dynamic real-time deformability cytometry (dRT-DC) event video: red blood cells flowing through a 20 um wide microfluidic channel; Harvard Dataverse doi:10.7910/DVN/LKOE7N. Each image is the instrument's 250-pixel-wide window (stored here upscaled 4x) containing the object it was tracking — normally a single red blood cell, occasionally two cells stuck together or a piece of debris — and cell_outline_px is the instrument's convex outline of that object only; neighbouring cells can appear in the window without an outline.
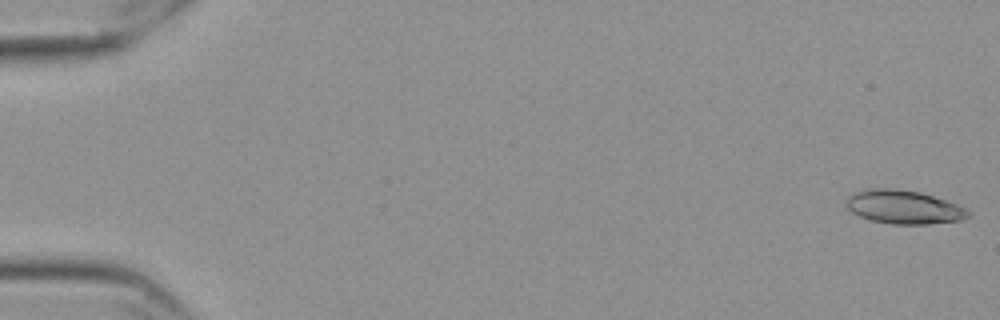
{"species": "Egyptian fruit bat (a non-hibernating species)", "species_latin": "Rousettus aegyptiacus", "temperature_condition": "cold", "stored_images_in_passage": 57, "camera_frame_rate_fps": 3000, "um_per_image_px": 0.085, "frame": {"image": 1, "passage_image": 1, "time_ms": 0.0, "image_size_px": [1000, 320], "cell_outline_px": [[972, 212], [968, 216], [960, 220], [928, 224], [892, 224], [872, 220], [860, 216], [852, 212], [844, 204], [848, 196], [864, 188], [896, 188], [920, 192], [956, 204]], "centroid_in_image_um": [76.78, 17.59], "position_along_channel_um": 8.2, "area_um2": 23.81}}
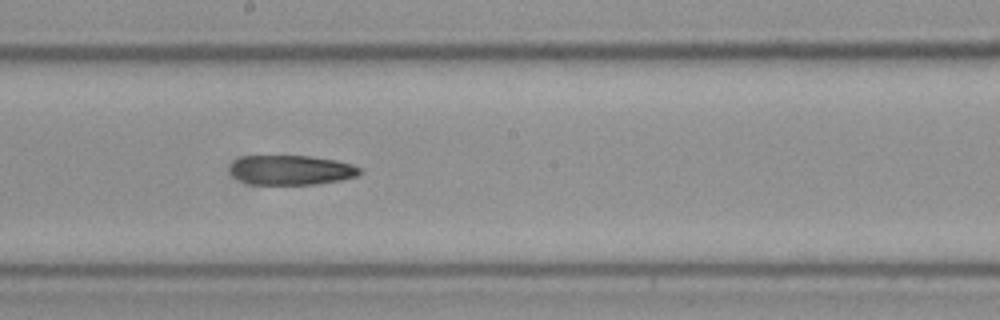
{"frame": {"image": 2, "passage_image": 32, "time_ms": 10.333, "image_size_px": [1000, 320], "cell_outline_px": [[360, 172], [356, 176], [340, 180], [316, 184], [252, 184], [240, 180], [232, 176], [232, 164], [236, 160], [244, 156], [308, 156], [336, 160], [352, 164], [360, 168]], "centroid_in_image_um": [24.77, 14.45], "position_along_channel_um": 223.4, "area_um2": 22.08}}
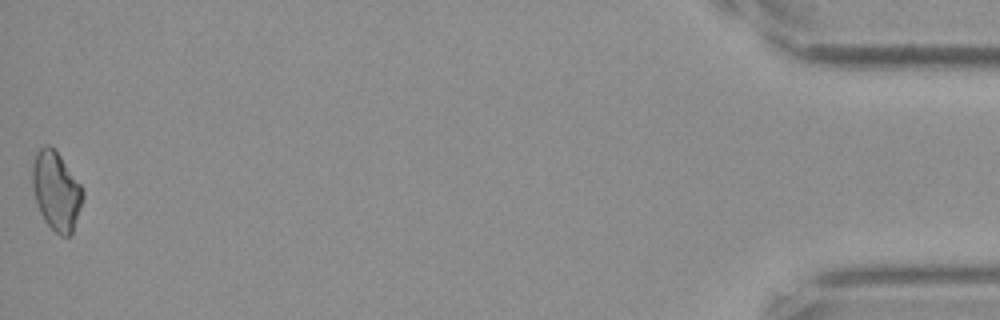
{"frame": {"image": 3, "passage_image": 57, "time_ms": 18.667, "image_size_px": [1000, 320], "cell_outline_px": [[84, 196], [72, 232], [68, 236], [60, 236], [44, 220], [40, 212], [32, 188], [32, 168], [36, 152], [44, 144], [48, 144], [60, 156], [80, 184], [84, 192]], "centroid_in_image_um": [4.77, 16.22], "position_along_channel_um": 430.4, "area_um2": 22.77}}